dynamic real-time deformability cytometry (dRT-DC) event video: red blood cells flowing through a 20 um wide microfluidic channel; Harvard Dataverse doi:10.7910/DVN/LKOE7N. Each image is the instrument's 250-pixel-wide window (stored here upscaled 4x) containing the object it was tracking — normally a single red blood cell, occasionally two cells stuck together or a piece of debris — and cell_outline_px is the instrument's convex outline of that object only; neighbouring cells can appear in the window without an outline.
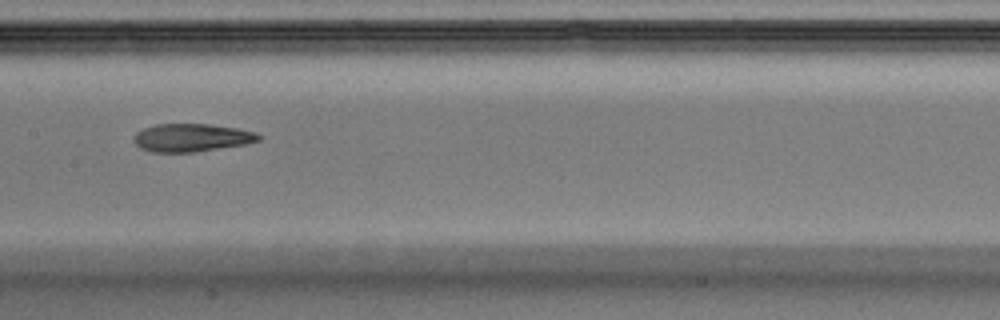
{"species": "Egyptian fruit bat (a non-hibernating species)", "species_latin": "Rousettus aegyptiacus", "temperature_condition": "warm", "stored_images_in_passage": 28, "camera_frame_rate_fps": 3000, "um_per_image_px": 0.085, "animal": {"sex": "male"}, "frame": {"image": 1, "passage_image": 9, "time_ms": 2.667, "image_size_px": [1000, 320], "cell_outline_px": [[264, 136], [260, 140], [244, 144], [192, 152], [152, 152], [140, 148], [132, 140], [132, 136], [136, 132], [144, 128], [156, 124], [208, 124], [236, 128], [256, 132]], "centroid_in_image_um": [16.26, 11.69], "position_along_channel_um": 191.1, "area_um2": 20.35}}
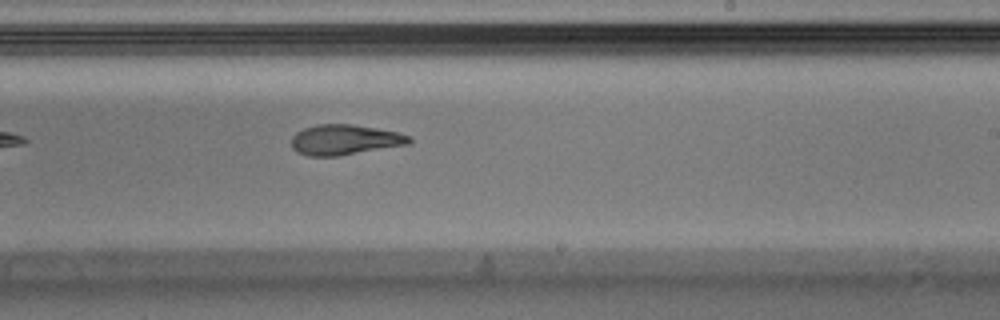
{"frame": {"image": 2, "passage_image": 13, "time_ms": 4.0, "image_size_px": [1000, 320], "cell_outline_px": [[412, 140], [408, 144], [336, 156], [308, 156], [296, 152], [292, 148], [292, 136], [296, 132], [304, 128], [316, 124], [352, 124], [376, 128], [396, 132], [412, 136]], "centroid_in_image_um": [29.27, 11.87], "position_along_channel_um": 259.7, "area_um2": 20.69}}